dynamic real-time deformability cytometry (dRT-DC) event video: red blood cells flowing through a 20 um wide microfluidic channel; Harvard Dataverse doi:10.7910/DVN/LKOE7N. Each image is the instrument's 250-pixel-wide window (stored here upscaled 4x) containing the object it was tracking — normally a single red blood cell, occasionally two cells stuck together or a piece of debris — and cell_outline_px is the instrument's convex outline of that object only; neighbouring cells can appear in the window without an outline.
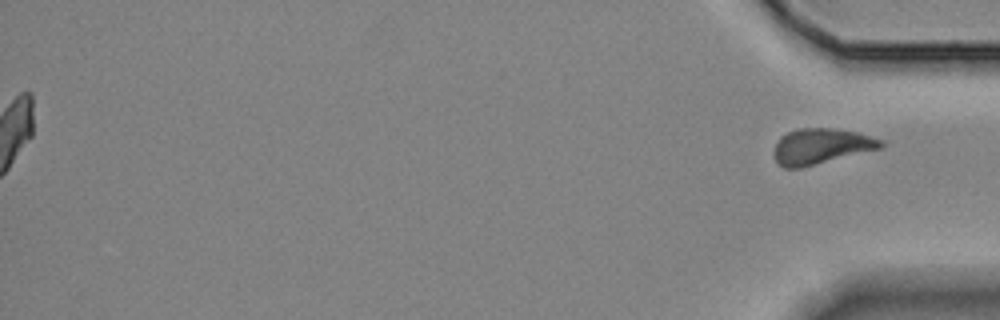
{"species": "Egyptian fruit bat (a non-hibernating species)", "species_latin": "Rousettus aegyptiacus", "temperature_condition": "room temperature", "stored_images_in_passage": 48, "segment_of_instrument_passage": [2, 2], "camera_frame_rate_fps": 3000, "um_per_image_px": 0.085, "animal": {"sex": "female"}, "frame": {"image": 1, "passage_image": 48, "time_ms": 15.667, "image_size_px": [1000, 320], "cell_outline_px": [[884, 148], [800, 168], [784, 168], [776, 160], [772, 152], [780, 136], [796, 128], [832, 128], [860, 132], [884, 140]], "centroid_in_image_um": [69.84, 12.42], "position_along_channel_um": 365.4, "area_um2": 22.54}}